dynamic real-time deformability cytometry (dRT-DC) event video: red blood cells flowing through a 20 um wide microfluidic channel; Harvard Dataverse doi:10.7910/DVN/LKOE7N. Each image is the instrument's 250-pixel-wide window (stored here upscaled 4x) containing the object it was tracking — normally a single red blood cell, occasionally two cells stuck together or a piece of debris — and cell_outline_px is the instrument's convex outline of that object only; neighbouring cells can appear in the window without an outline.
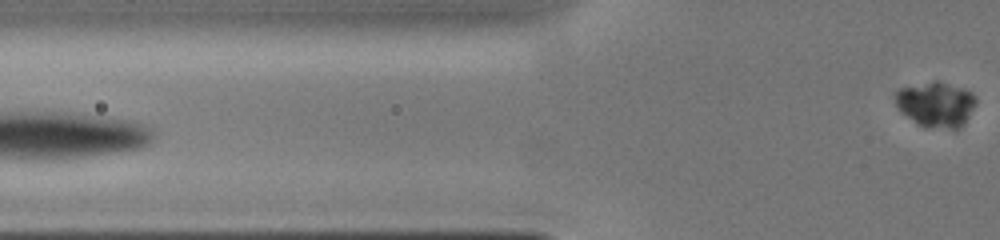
{"species": "human", "species_latin": "Homo sapiens", "temperature_condition": "cold", "stored_images_in_passage": 4, "camera_frame_rate_fps": 3000, "um_per_image_px": 0.085, "donor": {"sex": "male"}, "frame": {"image": 1, "passage_image": 4, "time_ms": 2.0, "image_size_px": [1000, 240], "cell_outline_px": [[976, 100], [964, 124], [960, 128], [924, 128], [908, 116], [896, 104], [896, 92], [900, 88], [936, 80], [964, 88], [972, 92], [976, 96]], "centroid_in_image_um": [79.58, 8.86], "position_along_channel_um": 46.2, "area_um2": 20.92}}